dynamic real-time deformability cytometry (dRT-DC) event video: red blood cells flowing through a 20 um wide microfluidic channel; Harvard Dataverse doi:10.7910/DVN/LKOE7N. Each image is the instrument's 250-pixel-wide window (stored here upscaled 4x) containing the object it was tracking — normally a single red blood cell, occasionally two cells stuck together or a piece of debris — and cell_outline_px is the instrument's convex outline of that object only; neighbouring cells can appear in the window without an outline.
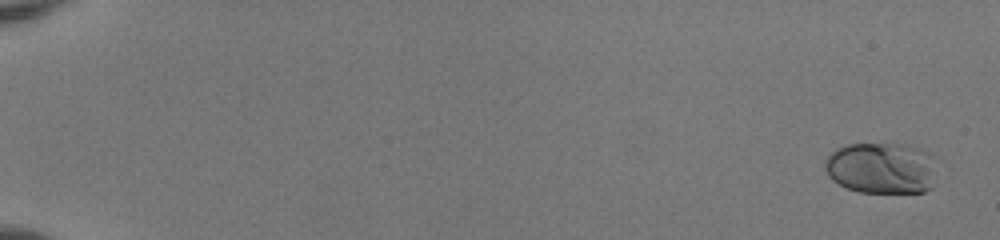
{"species": "human", "species_latin": "Homo sapiens", "temperature_condition": "room temperature", "stored_images_in_passage": 53, "camera_frame_rate_fps": 3000, "um_per_image_px": 0.085, "donor": {"sex": "female"}, "frame": {"image": 1, "passage_image": 1, "time_ms": 0.0, "image_size_px": [1000, 240], "cell_outline_px": [[944, 160], [932, 188], [924, 192], [860, 192], [848, 188], [832, 180], [828, 176], [824, 168], [824, 160], [836, 148], [844, 144], [908, 144], [920, 148]], "centroid_in_image_um": [75.07, 14.27], "position_along_channel_um": 9.9, "area_um2": 34.97}}
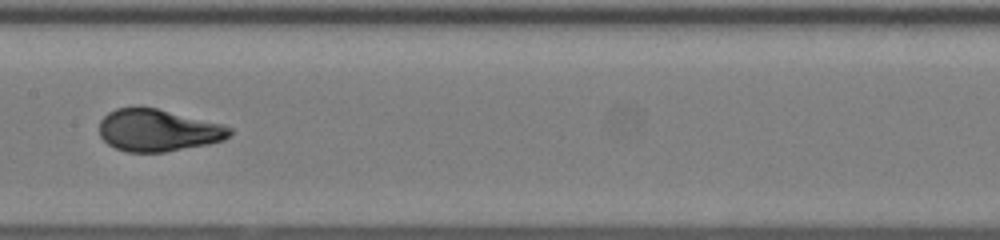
{"frame": {"image": 2, "passage_image": 30, "time_ms": 9.667, "image_size_px": [1000, 240], "cell_outline_px": [[232, 132], [224, 140], [208, 144], [164, 152], [128, 152], [116, 148], [108, 144], [100, 136], [100, 120], [108, 112], [116, 108], [140, 104], [224, 124], [232, 128]], "centroid_in_image_um": [13.42, 11.04], "position_along_channel_um": 194.0, "area_um2": 32.48}}
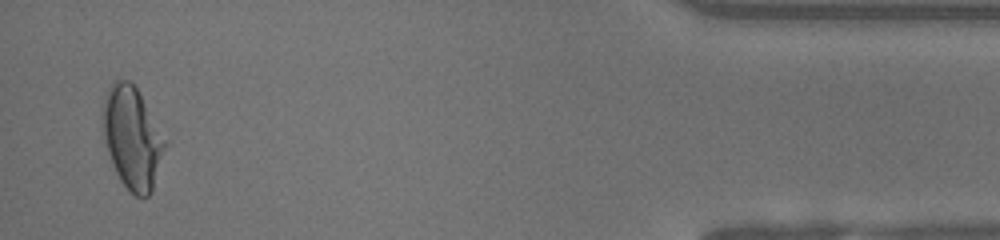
{"frame": {"image": 3, "passage_image": 52, "time_ms": 17.0, "image_size_px": [1000, 240], "cell_outline_px": [[168, 144], [152, 192], [148, 196], [136, 196], [120, 180], [112, 164], [108, 152], [104, 136], [100, 116], [104, 96], [108, 88], [116, 80], [128, 80], [136, 88], [168, 140]], "centroid_in_image_um": [11.26, 11.71], "position_along_channel_um": 423.9, "area_um2": 37.34}, "authors_computed_cell_mechanics": {"area_um2": 32.4836, "velocity_mm_per_s": 3.9889, "shape_relaxation_time_tau1_ms": 3.9394, "shape_relaxation_time_tau2_ms": null, "deformation_change_tau1": 0.1837, "deformation_change_tau2": null}}